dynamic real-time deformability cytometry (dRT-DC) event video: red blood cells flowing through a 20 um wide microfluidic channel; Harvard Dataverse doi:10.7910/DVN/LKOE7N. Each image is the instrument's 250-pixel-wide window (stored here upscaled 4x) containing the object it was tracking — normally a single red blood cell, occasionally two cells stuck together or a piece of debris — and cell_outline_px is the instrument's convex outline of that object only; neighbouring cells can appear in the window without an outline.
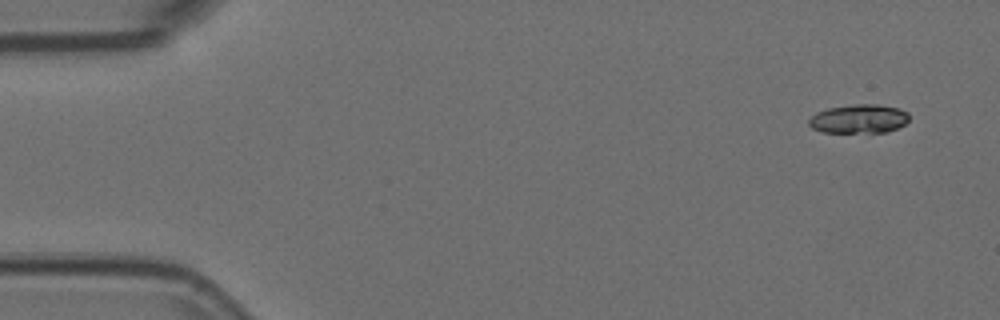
{"species": "Egyptian fruit bat (a non-hibernating species)", "species_latin": "Rousettus aegyptiacus", "temperature_condition": "room temperature", "stored_images_in_passage": 9, "camera_frame_rate_fps": 3000, "um_per_image_px": 0.085, "animal": {"sex": "female"}, "frame": {"image": 1, "passage_image": 1, "time_ms": 0.0, "image_size_px": [1000, 320], "cell_outline_px": [[908, 120], [904, 124], [896, 128], [884, 132], [824, 132], [812, 128], [808, 124], [808, 120], [816, 112], [828, 108], [852, 104], [876, 104], [900, 108], [908, 112]], "centroid_in_image_um": [72.99, 10.09], "position_along_channel_um": 12.0, "area_um2": 16.82}}
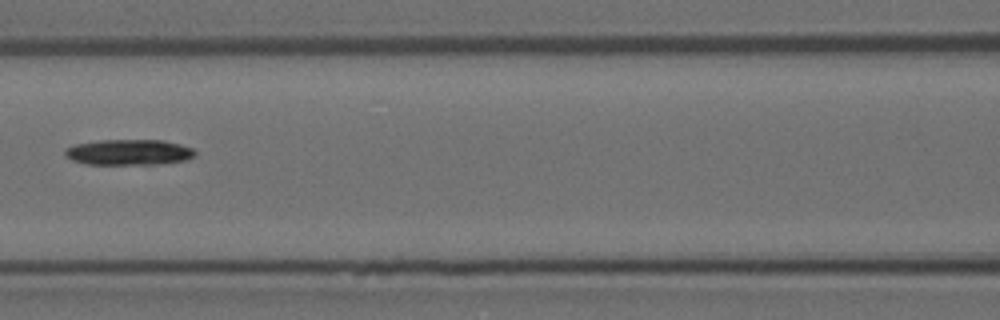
{"frame": {"image": 2, "passage_image": 7, "time_ms": 2.0, "image_size_px": [1000, 320], "cell_outline_px": [[196, 156], [184, 160], [152, 164], [88, 164], [72, 160], [64, 152], [68, 148], [76, 144], [100, 140], [164, 140], [180, 144], [192, 148], [196, 152]], "centroid_in_image_um": [10.99, 12.93], "position_along_channel_um": 155.6, "area_um2": 19.19}}
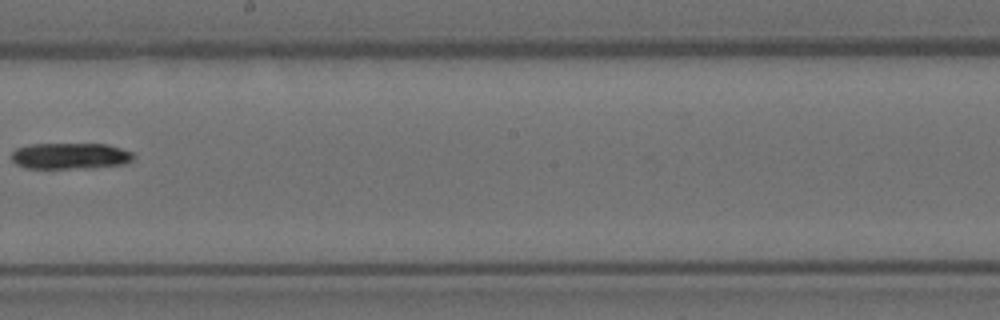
{"frame": {"image": 3, "passage_image": 9, "time_ms": 2.667, "image_size_px": [1000, 320], "cell_outline_px": [[136, 156], [132, 160], [124, 164], [92, 168], [24, 168], [16, 164], [12, 160], [12, 152], [16, 148], [32, 144], [108, 144], [132, 152]], "centroid_in_image_um": [5.99, 13.26], "position_along_channel_um": 242.2, "area_um2": 18.73}}